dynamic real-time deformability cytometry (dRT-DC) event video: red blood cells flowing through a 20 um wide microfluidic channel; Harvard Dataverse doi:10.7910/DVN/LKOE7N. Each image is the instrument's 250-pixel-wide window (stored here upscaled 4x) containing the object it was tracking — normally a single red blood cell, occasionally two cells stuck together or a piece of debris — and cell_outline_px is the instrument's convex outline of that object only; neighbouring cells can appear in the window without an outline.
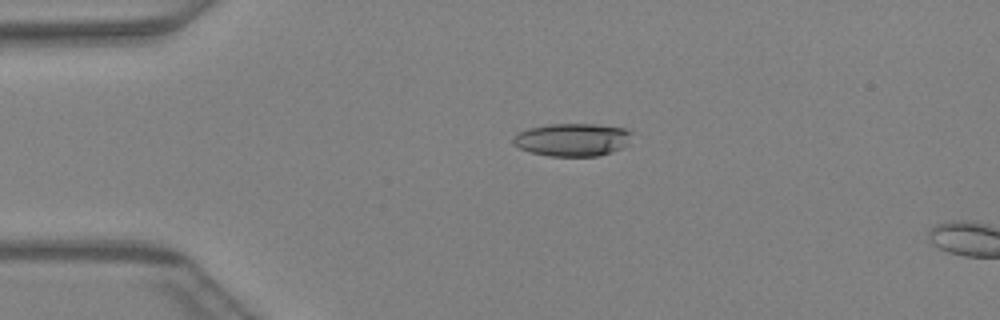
{"species": "Egyptian fruit bat (a non-hibernating species)", "species_latin": "Rousettus aegyptiacus", "temperature_condition": "warm", "stored_images_in_passage": 13, "camera_frame_rate_fps": 3000, "um_per_image_px": 0.085, "animal": {"sex": "female"}, "frame": {"image": 1, "passage_image": 10, "time_ms": 3.0, "image_size_px": [1000, 320], "cell_outline_px": [[632, 132], [628, 144], [624, 148], [612, 152], [596, 156], [548, 156], [532, 152], [520, 148], [512, 144], [512, 140], [520, 132], [528, 128], [548, 124], [596, 124], [624, 128]], "centroid_in_image_um": [48.68, 11.87], "position_along_channel_um": 36.3, "area_um2": 22.77}}